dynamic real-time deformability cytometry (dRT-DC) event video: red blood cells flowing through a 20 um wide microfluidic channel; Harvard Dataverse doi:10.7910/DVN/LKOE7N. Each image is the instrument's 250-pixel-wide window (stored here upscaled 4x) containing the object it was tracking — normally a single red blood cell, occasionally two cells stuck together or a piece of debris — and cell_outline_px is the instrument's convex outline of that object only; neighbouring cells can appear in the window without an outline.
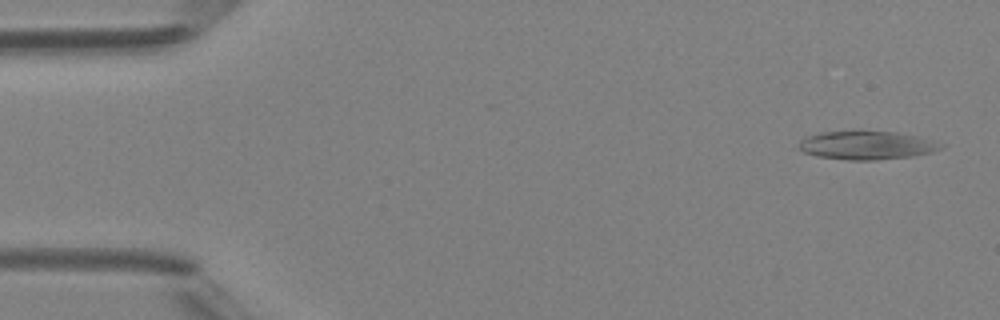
{"species": "Egyptian fruit bat (a non-hibernating species)", "species_latin": "Rousettus aegyptiacus", "temperature_condition": "room temperature", "stored_images_in_passage": 4, "camera_frame_rate_fps": 3000, "um_per_image_px": 0.085, "animal": {"sex": "female"}, "frame": {"image": 1, "passage_image": 1, "time_ms": 0.0, "image_size_px": [1000, 320], "cell_outline_px": [[948, 144], [944, 148], [932, 152], [912, 156], [876, 160], [848, 160], [816, 156], [804, 152], [800, 148], [800, 140], [808, 136], [820, 132], [856, 128], [896, 132], [916, 136]], "centroid_in_image_um": [73.7, 12.31], "position_along_channel_um": 11.3, "area_um2": 24.45}}
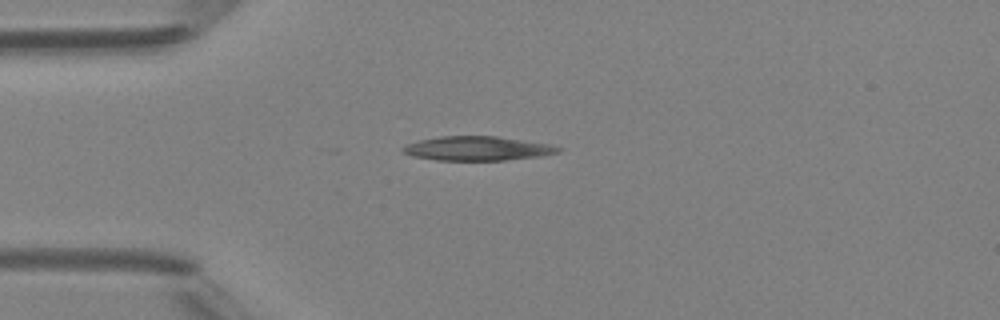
{"frame": {"image": 2, "passage_image": 4, "time_ms": 3.333, "image_size_px": [1000, 320], "cell_outline_px": [[564, 148], [560, 152], [540, 156], [504, 160], [436, 160], [412, 156], [400, 152], [400, 148], [408, 144], [420, 140], [440, 136], [496, 136], [548, 144]], "centroid_in_image_um": [40.55, 12.62], "position_along_channel_um": 44.5, "area_um2": 21.85}}